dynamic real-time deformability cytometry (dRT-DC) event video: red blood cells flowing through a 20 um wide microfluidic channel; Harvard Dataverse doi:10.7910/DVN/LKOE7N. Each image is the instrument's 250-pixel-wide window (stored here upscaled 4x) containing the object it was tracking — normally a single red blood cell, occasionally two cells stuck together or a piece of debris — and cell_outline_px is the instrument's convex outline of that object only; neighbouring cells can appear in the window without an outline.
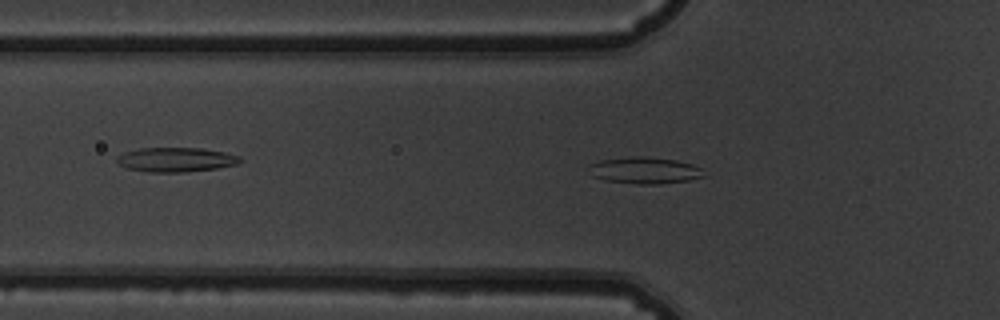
{"species": "common noctule bat (a hibernating species)", "species_latin": "Nyctalus noctula", "temperature_condition": "warm", "stored_images_in_passage": 47, "camera_frame_rate_fps": 3000, "um_per_image_px": 0.085, "animal": {"sex": "male", "body_mass_g": 19.5, "forearm_length_mm": 54.6}, "frame": {"image": 1, "passage_image": 12, "time_ms": 3.667, "image_size_px": [1000, 320], "cell_outline_px": [[704, 176], [688, 180], [660, 184], [636, 184], [604, 180], [592, 176], [588, 164], [600, 160], [632, 156], [644, 156], [676, 160], [692, 164], [700, 168]], "centroid_in_image_um": [54.75, 14.48], "position_along_channel_um": 71.0, "area_um2": 17.8}}
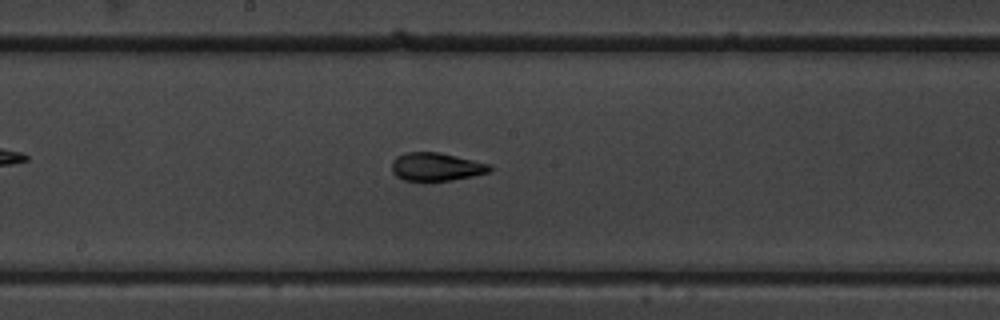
{"frame": {"image": 2, "passage_image": 23, "time_ms": 7.333, "image_size_px": [1000, 320], "cell_outline_px": [[492, 172], [452, 180], [428, 184], [404, 180], [396, 176], [392, 172], [392, 160], [396, 156], [404, 152], [440, 152], [488, 164], [492, 168]], "centroid_in_image_um": [37.02, 14.22], "position_along_channel_um": 211.2, "area_um2": 16.7}}
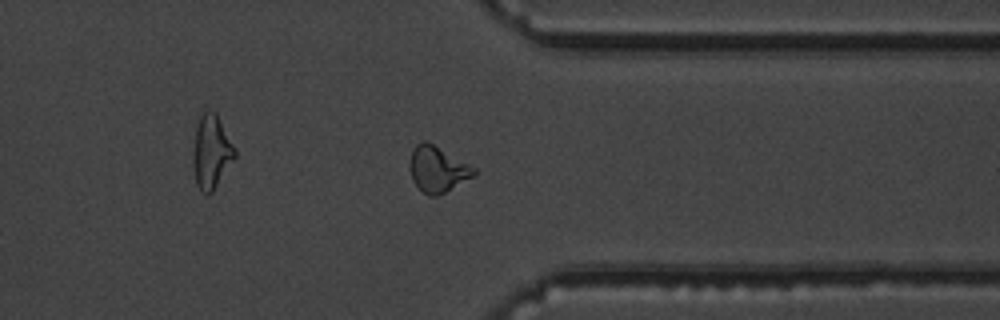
{"frame": {"image": 3, "passage_image": 36, "time_ms": 11.667, "image_size_px": [1000, 320], "cell_outline_px": [[476, 172], [472, 176], [444, 192], [436, 196], [428, 196], [412, 180], [408, 164], [412, 148], [416, 144], [424, 140], [432, 144], [476, 168]], "centroid_in_image_um": [37.13, 14.36], "position_along_channel_um": 374.3, "area_um2": 16.76}, "authors_computed_cell_mechanics": {"area_um2": 16.6464, "velocity_mm_per_s": 3.8257, "shape_relaxation_time_tau1_ms": 6.7982, "shape_relaxation_time_tau2_ms": 1.0095, "deformation_change_tau1": 0.2042, "deformation_change_tau2": 0.058}}